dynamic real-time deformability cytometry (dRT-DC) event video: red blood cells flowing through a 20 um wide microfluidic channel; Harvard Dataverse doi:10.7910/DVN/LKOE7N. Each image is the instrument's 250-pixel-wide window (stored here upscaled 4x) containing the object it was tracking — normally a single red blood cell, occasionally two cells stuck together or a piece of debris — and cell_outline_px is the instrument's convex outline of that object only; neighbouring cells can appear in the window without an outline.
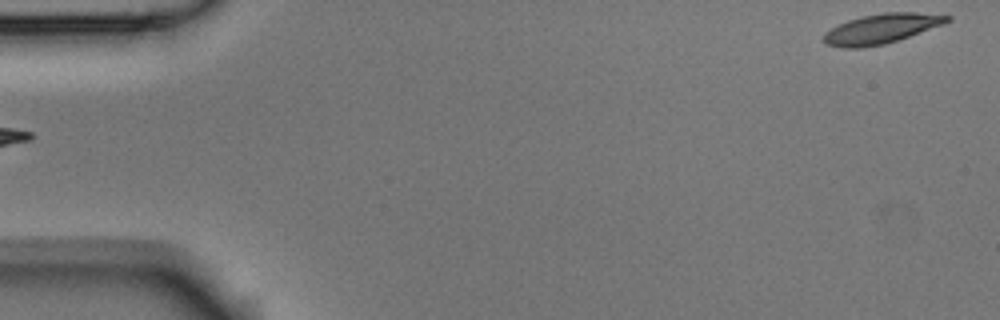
{"species": "Egyptian fruit bat (a non-hibernating species)", "species_latin": "Rousettus aegyptiacus", "temperature_condition": "room temperature", "stored_images_in_passage": 6, "segment_of_instrument_passage": [2, 2], "camera_frame_rate_fps": 3000, "um_per_image_px": 0.085, "animal": {"sex": "male"}, "frame": {"image": 1, "passage_image": 6, "time_ms": 1.667, "image_size_px": [1000, 320], "cell_outline_px": [[952, 20], [944, 24], [900, 40], [884, 44], [860, 48], [840, 48], [828, 44], [824, 40], [824, 32], [848, 20], [864, 16], [884, 12], [916, 12], [952, 16]], "centroid_in_image_um": [74.97, 2.44], "position_along_channel_um": 10.0, "area_um2": 21.39}}